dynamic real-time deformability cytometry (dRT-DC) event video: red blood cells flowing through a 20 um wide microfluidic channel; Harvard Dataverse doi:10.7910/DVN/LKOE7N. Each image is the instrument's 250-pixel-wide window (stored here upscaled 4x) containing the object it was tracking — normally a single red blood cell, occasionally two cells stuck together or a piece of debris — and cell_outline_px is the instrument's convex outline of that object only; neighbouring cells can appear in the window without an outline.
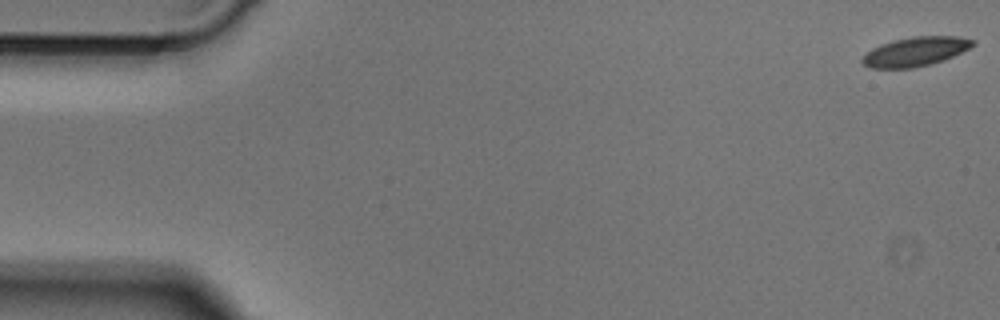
{"species": "Egyptian fruit bat (a non-hibernating species)", "species_latin": "Rousettus aegyptiacus", "temperature_condition": "cold", "stored_images_in_passage": 3, "camera_frame_rate_fps": 3000, "um_per_image_px": 0.085, "animal": {"sex": "male"}, "frame": {"image": 1, "passage_image": 1, "time_ms": 0.0, "image_size_px": [1000, 320], "cell_outline_px": [[976, 44], [944, 60], [912, 68], [868, 68], [860, 60], [872, 48], [880, 44], [912, 36], [956, 36], [976, 40]], "centroid_in_image_um": [77.8, 4.38], "position_along_channel_um": 7.2, "area_um2": 18.61}}